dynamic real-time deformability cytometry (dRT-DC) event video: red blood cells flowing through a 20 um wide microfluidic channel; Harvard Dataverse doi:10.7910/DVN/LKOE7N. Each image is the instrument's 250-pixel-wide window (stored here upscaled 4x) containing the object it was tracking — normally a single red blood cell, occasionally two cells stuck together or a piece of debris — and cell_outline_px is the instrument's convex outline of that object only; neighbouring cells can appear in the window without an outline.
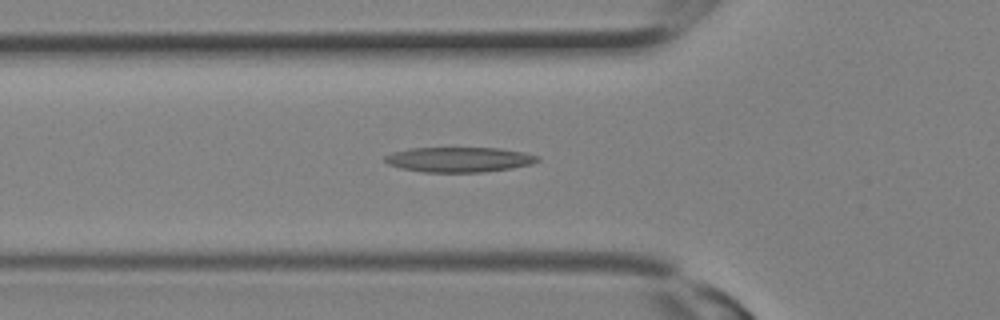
{"species": "Egyptian fruit bat (a non-hibernating species)", "species_latin": "Rousettus aegyptiacus", "temperature_condition": "room temperature", "stored_images_in_passage": 27, "camera_frame_rate_fps": 3000, "um_per_image_px": 0.085, "animal": {"sex": "female"}, "frame": {"image": 1, "passage_image": 9, "time_ms": 2.667, "image_size_px": [1000, 320], "cell_outline_px": [[540, 160], [532, 164], [512, 168], [484, 172], [424, 172], [400, 168], [388, 164], [384, 160], [384, 156], [392, 152], [408, 148], [500, 148], [524, 152], [540, 156]], "centroid_in_image_um": [39.03, 13.56], "position_along_channel_um": 86.8, "area_um2": 22.43}}
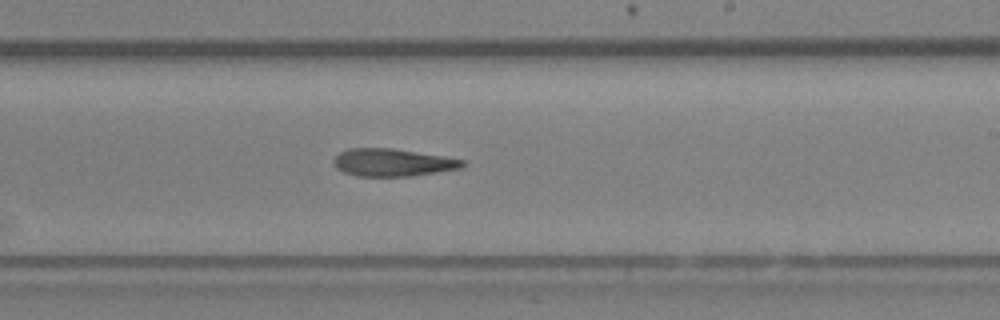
{"frame": {"image": 2, "passage_image": 16, "time_ms": 5.0, "image_size_px": [1000, 320], "cell_outline_px": [[464, 164], [460, 168], [412, 176], [356, 176], [344, 172], [336, 168], [332, 160], [340, 152], [348, 148], [392, 148], [444, 156], [464, 160]], "centroid_in_image_um": [33.33, 13.81], "position_along_channel_um": 255.7, "area_um2": 20.63}}
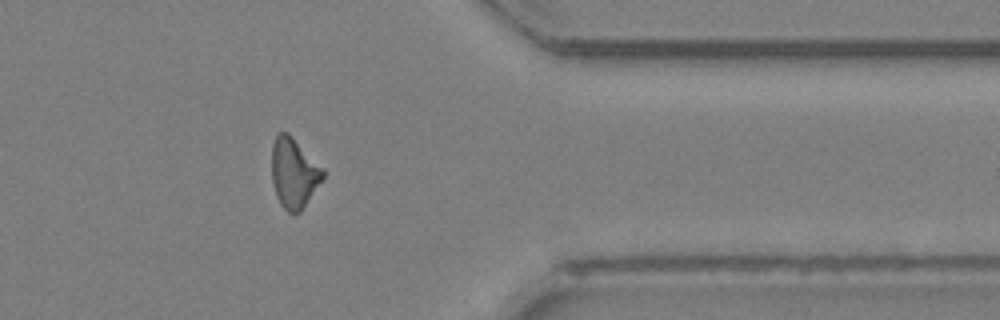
{"frame": {"image": 3, "passage_image": 22, "time_ms": 7.0, "image_size_px": [1000, 320], "cell_outline_px": [[324, 176], [300, 212], [288, 212], [280, 204], [276, 196], [272, 184], [272, 144], [276, 136], [280, 132], [288, 132], [324, 168]], "centroid_in_image_um": [24.97, 14.68], "position_along_channel_um": 386.4, "area_um2": 20.75}}